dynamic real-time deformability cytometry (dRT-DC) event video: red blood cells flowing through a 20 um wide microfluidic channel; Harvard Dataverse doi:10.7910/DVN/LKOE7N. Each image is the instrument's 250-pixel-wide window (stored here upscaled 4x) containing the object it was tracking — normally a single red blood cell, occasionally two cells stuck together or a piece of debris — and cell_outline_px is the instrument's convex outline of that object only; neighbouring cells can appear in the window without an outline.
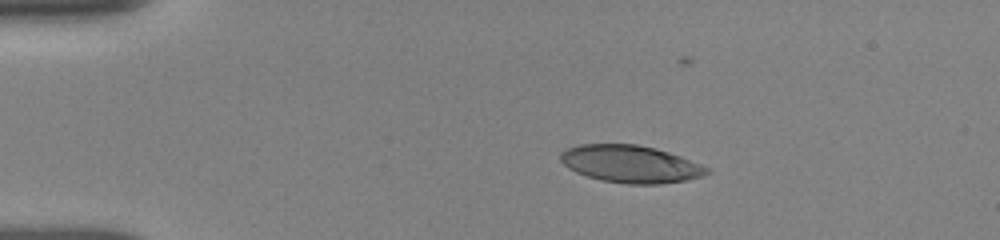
{"species": "human", "species_latin": "Homo sapiens", "temperature_condition": "room temperature", "stored_images_in_passage": 5, "camera_frame_rate_fps": 3000, "um_per_image_px": 0.085, "donor": {"sex": "female"}, "frame": {"image": 1, "passage_image": 3, "time_ms": 2.0, "image_size_px": [1000, 240], "cell_outline_px": [[712, 172], [704, 176], [684, 180], [660, 184], [628, 184], [600, 180], [576, 172], [568, 168], [560, 160], [560, 152], [568, 148], [580, 144], [636, 144], [656, 148], [680, 156], [700, 164], [708, 168]], "centroid_in_image_um": [53.59, 13.94], "position_along_channel_um": 31.4, "area_um2": 31.85}}